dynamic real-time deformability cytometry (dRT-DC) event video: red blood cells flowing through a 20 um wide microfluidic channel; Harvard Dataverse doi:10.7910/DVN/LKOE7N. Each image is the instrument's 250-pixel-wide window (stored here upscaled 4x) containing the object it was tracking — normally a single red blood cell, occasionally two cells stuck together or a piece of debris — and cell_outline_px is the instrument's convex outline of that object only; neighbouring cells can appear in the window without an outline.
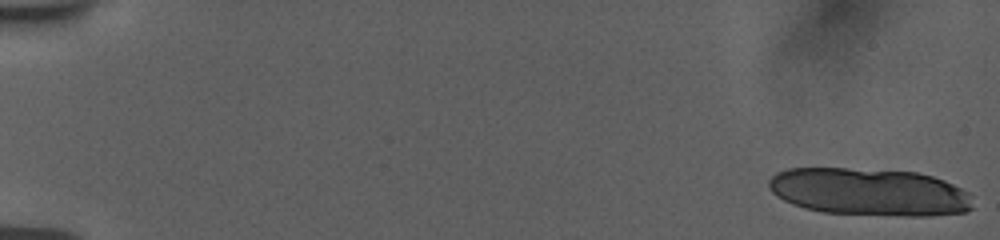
{"species": "human", "species_latin": "Homo sapiens", "temperature_condition": "room temperature", "stored_images_in_passage": 22, "camera_frame_rate_fps": 3000, "um_per_image_px": 0.085, "donor": {"sex": "female"}, "frame": {"image": 1, "passage_image": 1, "time_ms": 0.0, "image_size_px": [1000, 240], "cell_outline_px": [[972, 208], [964, 212], [928, 216], [904, 216], [824, 212], [804, 208], [792, 204], [776, 196], [768, 188], [768, 180], [776, 172], [788, 168], [848, 168], [916, 172], [932, 176], [944, 180], [968, 192], [972, 196]], "centroid_in_image_um": [73.87, 16.31], "position_along_channel_um": 11.1, "area_um2": 56.7}}
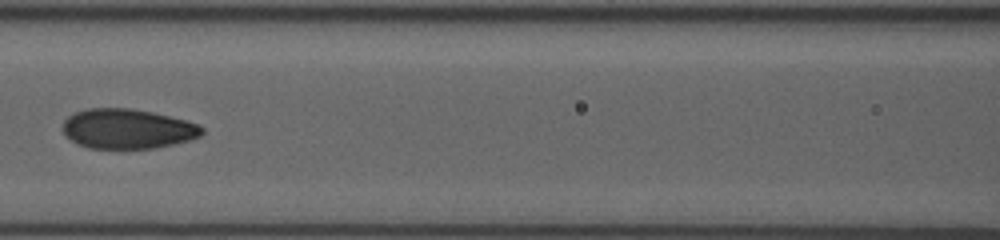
{"frame": {"image": 2, "passage_image": 19, "time_ms": 9.0, "image_size_px": [1000, 240], "cell_outline_px": [[204, 132], [200, 136], [192, 140], [152, 148], [88, 148], [76, 144], [64, 136], [60, 128], [64, 120], [68, 116], [76, 112], [88, 108], [132, 108], [152, 112], [184, 120], [196, 124], [204, 128]], "centroid_in_image_um": [10.78, 10.95], "position_along_channel_um": 155.8, "area_um2": 32.48}}
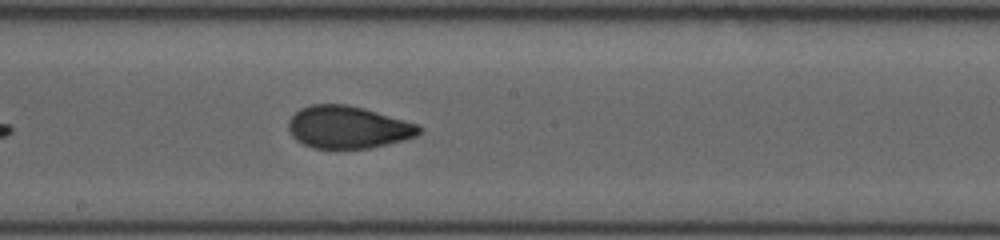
{"frame": {"image": 3, "passage_image": 22, "time_ms": 10.667, "image_size_px": [1000, 240], "cell_outline_px": [[424, 128], [416, 136], [404, 140], [388, 144], [368, 148], [312, 148], [296, 140], [292, 136], [288, 128], [288, 120], [300, 108], [312, 104], [348, 104], [364, 108], [420, 124]], "centroid_in_image_um": [29.6, 10.8], "position_along_channel_um": 218.6, "area_um2": 32.48}}